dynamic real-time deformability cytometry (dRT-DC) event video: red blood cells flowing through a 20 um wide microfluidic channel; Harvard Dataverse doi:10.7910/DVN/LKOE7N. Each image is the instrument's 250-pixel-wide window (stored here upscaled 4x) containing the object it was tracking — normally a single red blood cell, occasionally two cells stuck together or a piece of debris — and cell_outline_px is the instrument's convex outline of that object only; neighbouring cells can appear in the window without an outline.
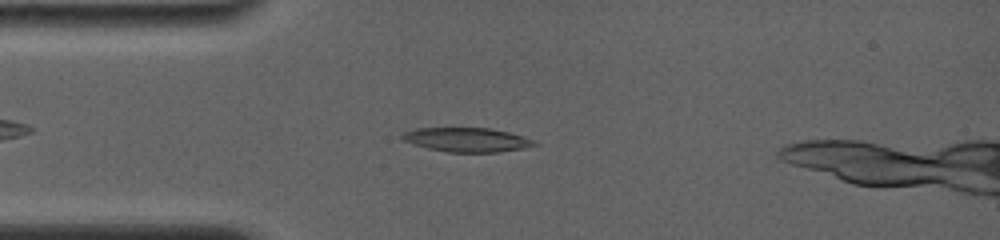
{"species": "common noctule bat (a hibernating species)", "species_latin": "Nyctalus noctula", "temperature_condition": "room temperature", "stored_images_in_passage": 57, "camera_frame_rate_fps": 4000, "um_per_image_px": 0.085, "animal": {"sex": "female", "body_mass_g": 19.0, "forearm_length_mm": 56.7}, "frame": {"image": 1, "passage_image": 12, "time_ms": 3.0, "image_size_px": [1000, 240], "cell_outline_px": [[540, 144], [524, 148], [500, 152], [448, 152], [428, 148], [404, 140], [400, 136], [404, 132], [416, 128], [492, 128], [508, 132], [536, 140]], "centroid_in_image_um": [39.75, 11.88], "position_along_channel_um": 45.3, "area_um2": 18.55}}
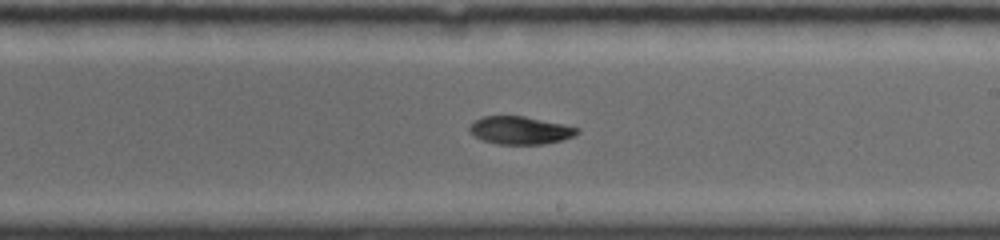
{"frame": {"image": 2, "passage_image": 34, "time_ms": 8.5, "image_size_px": [1000, 240], "cell_outline_px": [[580, 132], [572, 136], [560, 140], [544, 144], [496, 144], [480, 140], [468, 132], [468, 124], [480, 116], [524, 116], [564, 124], [580, 128]], "centroid_in_image_um": [44.14, 11.07], "position_along_channel_um": 244.9, "area_um2": 17.74}}
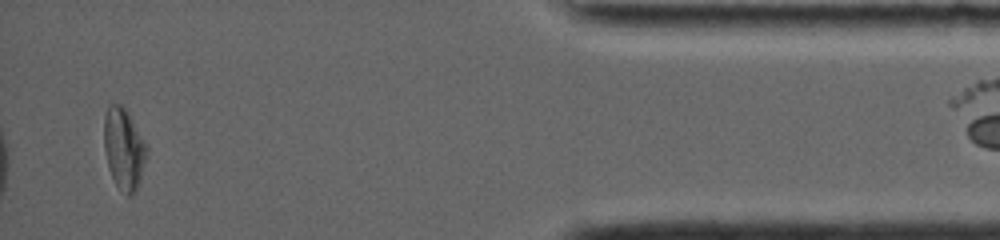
{"frame": {"image": 3, "passage_image": 56, "time_ms": 14.5, "image_size_px": [1000, 240], "cell_outline_px": [[148, 148], [140, 180], [136, 192], [128, 196], [116, 184], [112, 176], [104, 152], [104, 116], [108, 104], [120, 104], [128, 112], [144, 140]], "centroid_in_image_um": [10.52, 12.62], "position_along_channel_um": 424.7, "area_um2": 20.06}}